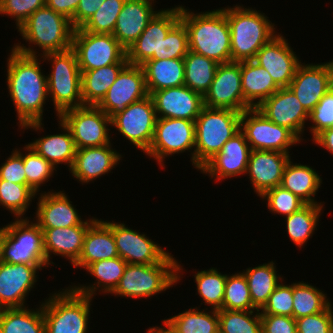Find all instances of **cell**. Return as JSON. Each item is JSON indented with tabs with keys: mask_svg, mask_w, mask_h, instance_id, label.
I'll return each instance as SVG.
<instances>
[{
	"mask_svg": "<svg viewBox=\"0 0 333 333\" xmlns=\"http://www.w3.org/2000/svg\"><path fill=\"white\" fill-rule=\"evenodd\" d=\"M7 59L6 85L17 112L18 126L23 130L44 131V104L49 97L47 75L41 72L39 56H27L11 48Z\"/></svg>",
	"mask_w": 333,
	"mask_h": 333,
	"instance_id": "cell-1",
	"label": "cell"
},
{
	"mask_svg": "<svg viewBox=\"0 0 333 333\" xmlns=\"http://www.w3.org/2000/svg\"><path fill=\"white\" fill-rule=\"evenodd\" d=\"M188 10L180 6V21L188 33L189 50L218 64L231 62V34L226 7L195 14Z\"/></svg>",
	"mask_w": 333,
	"mask_h": 333,
	"instance_id": "cell-2",
	"label": "cell"
},
{
	"mask_svg": "<svg viewBox=\"0 0 333 333\" xmlns=\"http://www.w3.org/2000/svg\"><path fill=\"white\" fill-rule=\"evenodd\" d=\"M74 30L71 20L44 6L29 16L18 28L23 40L29 42L28 47L20 42L12 48L27 56L63 52L71 49ZM35 45L42 52L40 55L36 49L34 50Z\"/></svg>",
	"mask_w": 333,
	"mask_h": 333,
	"instance_id": "cell-3",
	"label": "cell"
},
{
	"mask_svg": "<svg viewBox=\"0 0 333 333\" xmlns=\"http://www.w3.org/2000/svg\"><path fill=\"white\" fill-rule=\"evenodd\" d=\"M243 5L226 7L231 34V62L254 60L258 50L277 34L265 13Z\"/></svg>",
	"mask_w": 333,
	"mask_h": 333,
	"instance_id": "cell-4",
	"label": "cell"
},
{
	"mask_svg": "<svg viewBox=\"0 0 333 333\" xmlns=\"http://www.w3.org/2000/svg\"><path fill=\"white\" fill-rule=\"evenodd\" d=\"M179 263L170 253L160 263L127 264L118 285L110 294L134 300L160 294L181 280L183 265Z\"/></svg>",
	"mask_w": 333,
	"mask_h": 333,
	"instance_id": "cell-5",
	"label": "cell"
},
{
	"mask_svg": "<svg viewBox=\"0 0 333 333\" xmlns=\"http://www.w3.org/2000/svg\"><path fill=\"white\" fill-rule=\"evenodd\" d=\"M241 112L203 107L195 119V168L199 169L220 152L240 131Z\"/></svg>",
	"mask_w": 333,
	"mask_h": 333,
	"instance_id": "cell-6",
	"label": "cell"
},
{
	"mask_svg": "<svg viewBox=\"0 0 333 333\" xmlns=\"http://www.w3.org/2000/svg\"><path fill=\"white\" fill-rule=\"evenodd\" d=\"M93 297L70 285L42 302L46 333H87Z\"/></svg>",
	"mask_w": 333,
	"mask_h": 333,
	"instance_id": "cell-7",
	"label": "cell"
},
{
	"mask_svg": "<svg viewBox=\"0 0 333 333\" xmlns=\"http://www.w3.org/2000/svg\"><path fill=\"white\" fill-rule=\"evenodd\" d=\"M44 61H51V73L47 74L48 96L52 98L56 116L70 108L82 107L81 71L72 49L47 53Z\"/></svg>",
	"mask_w": 333,
	"mask_h": 333,
	"instance_id": "cell-8",
	"label": "cell"
},
{
	"mask_svg": "<svg viewBox=\"0 0 333 333\" xmlns=\"http://www.w3.org/2000/svg\"><path fill=\"white\" fill-rule=\"evenodd\" d=\"M33 221V222H32ZM15 218L4 225L3 262L49 265L44 252L43 231L33 220Z\"/></svg>",
	"mask_w": 333,
	"mask_h": 333,
	"instance_id": "cell-9",
	"label": "cell"
},
{
	"mask_svg": "<svg viewBox=\"0 0 333 333\" xmlns=\"http://www.w3.org/2000/svg\"><path fill=\"white\" fill-rule=\"evenodd\" d=\"M71 49L75 52L80 71L128 63L126 49L112 34H96L76 28Z\"/></svg>",
	"mask_w": 333,
	"mask_h": 333,
	"instance_id": "cell-10",
	"label": "cell"
},
{
	"mask_svg": "<svg viewBox=\"0 0 333 333\" xmlns=\"http://www.w3.org/2000/svg\"><path fill=\"white\" fill-rule=\"evenodd\" d=\"M195 137V121L157 118L153 140L146 155L154 158L163 168L166 157L189 151L192 166L195 167Z\"/></svg>",
	"mask_w": 333,
	"mask_h": 333,
	"instance_id": "cell-11",
	"label": "cell"
},
{
	"mask_svg": "<svg viewBox=\"0 0 333 333\" xmlns=\"http://www.w3.org/2000/svg\"><path fill=\"white\" fill-rule=\"evenodd\" d=\"M58 119L70 129L77 150L112 144L111 127H108L111 126V118L97 106L70 108Z\"/></svg>",
	"mask_w": 333,
	"mask_h": 333,
	"instance_id": "cell-12",
	"label": "cell"
},
{
	"mask_svg": "<svg viewBox=\"0 0 333 333\" xmlns=\"http://www.w3.org/2000/svg\"><path fill=\"white\" fill-rule=\"evenodd\" d=\"M240 131L244 134L251 150L289 154L290 147L301 142L289 129L273 123L256 108L241 113Z\"/></svg>",
	"mask_w": 333,
	"mask_h": 333,
	"instance_id": "cell-13",
	"label": "cell"
},
{
	"mask_svg": "<svg viewBox=\"0 0 333 333\" xmlns=\"http://www.w3.org/2000/svg\"><path fill=\"white\" fill-rule=\"evenodd\" d=\"M157 116L150 95L127 106L111 119V126L146 153L152 143Z\"/></svg>",
	"mask_w": 333,
	"mask_h": 333,
	"instance_id": "cell-14",
	"label": "cell"
},
{
	"mask_svg": "<svg viewBox=\"0 0 333 333\" xmlns=\"http://www.w3.org/2000/svg\"><path fill=\"white\" fill-rule=\"evenodd\" d=\"M179 21L180 5L160 9L138 39L126 50L128 64L141 66L148 60L160 59L162 41Z\"/></svg>",
	"mask_w": 333,
	"mask_h": 333,
	"instance_id": "cell-15",
	"label": "cell"
},
{
	"mask_svg": "<svg viewBox=\"0 0 333 333\" xmlns=\"http://www.w3.org/2000/svg\"><path fill=\"white\" fill-rule=\"evenodd\" d=\"M208 108L243 112L251 107L244 101L241 87V62L219 64L209 90L203 96Z\"/></svg>",
	"mask_w": 333,
	"mask_h": 333,
	"instance_id": "cell-16",
	"label": "cell"
},
{
	"mask_svg": "<svg viewBox=\"0 0 333 333\" xmlns=\"http://www.w3.org/2000/svg\"><path fill=\"white\" fill-rule=\"evenodd\" d=\"M104 222L112 229L119 257L127 264H156L170 254L145 233L128 228L124 223L107 220Z\"/></svg>",
	"mask_w": 333,
	"mask_h": 333,
	"instance_id": "cell-17",
	"label": "cell"
},
{
	"mask_svg": "<svg viewBox=\"0 0 333 333\" xmlns=\"http://www.w3.org/2000/svg\"><path fill=\"white\" fill-rule=\"evenodd\" d=\"M148 95L143 68L127 64L97 107L112 119L127 106Z\"/></svg>",
	"mask_w": 333,
	"mask_h": 333,
	"instance_id": "cell-18",
	"label": "cell"
},
{
	"mask_svg": "<svg viewBox=\"0 0 333 333\" xmlns=\"http://www.w3.org/2000/svg\"><path fill=\"white\" fill-rule=\"evenodd\" d=\"M333 86V60L319 64L300 63L288 88L310 113Z\"/></svg>",
	"mask_w": 333,
	"mask_h": 333,
	"instance_id": "cell-19",
	"label": "cell"
},
{
	"mask_svg": "<svg viewBox=\"0 0 333 333\" xmlns=\"http://www.w3.org/2000/svg\"><path fill=\"white\" fill-rule=\"evenodd\" d=\"M256 109L273 123L289 129L300 141L309 120V113L295 94L288 88H279Z\"/></svg>",
	"mask_w": 333,
	"mask_h": 333,
	"instance_id": "cell-20",
	"label": "cell"
},
{
	"mask_svg": "<svg viewBox=\"0 0 333 333\" xmlns=\"http://www.w3.org/2000/svg\"><path fill=\"white\" fill-rule=\"evenodd\" d=\"M47 266L0 263V309L26 307V297L38 281L36 274Z\"/></svg>",
	"mask_w": 333,
	"mask_h": 333,
	"instance_id": "cell-21",
	"label": "cell"
},
{
	"mask_svg": "<svg viewBox=\"0 0 333 333\" xmlns=\"http://www.w3.org/2000/svg\"><path fill=\"white\" fill-rule=\"evenodd\" d=\"M299 59L288 40L277 33L258 50L254 61L269 72L280 88H284L290 85L297 67L301 63Z\"/></svg>",
	"mask_w": 333,
	"mask_h": 333,
	"instance_id": "cell-22",
	"label": "cell"
},
{
	"mask_svg": "<svg viewBox=\"0 0 333 333\" xmlns=\"http://www.w3.org/2000/svg\"><path fill=\"white\" fill-rule=\"evenodd\" d=\"M250 152L251 148L244 134L239 131L199 170L215 181L246 174Z\"/></svg>",
	"mask_w": 333,
	"mask_h": 333,
	"instance_id": "cell-23",
	"label": "cell"
},
{
	"mask_svg": "<svg viewBox=\"0 0 333 333\" xmlns=\"http://www.w3.org/2000/svg\"><path fill=\"white\" fill-rule=\"evenodd\" d=\"M157 118H180L195 121L204 107L203 96L182 85L150 94Z\"/></svg>",
	"mask_w": 333,
	"mask_h": 333,
	"instance_id": "cell-24",
	"label": "cell"
},
{
	"mask_svg": "<svg viewBox=\"0 0 333 333\" xmlns=\"http://www.w3.org/2000/svg\"><path fill=\"white\" fill-rule=\"evenodd\" d=\"M291 156L278 151L251 150L246 175L261 197L267 190L281 185L285 165Z\"/></svg>",
	"mask_w": 333,
	"mask_h": 333,
	"instance_id": "cell-25",
	"label": "cell"
},
{
	"mask_svg": "<svg viewBox=\"0 0 333 333\" xmlns=\"http://www.w3.org/2000/svg\"><path fill=\"white\" fill-rule=\"evenodd\" d=\"M39 194L34 221L40 229L67 228L85 221L64 191H42Z\"/></svg>",
	"mask_w": 333,
	"mask_h": 333,
	"instance_id": "cell-26",
	"label": "cell"
},
{
	"mask_svg": "<svg viewBox=\"0 0 333 333\" xmlns=\"http://www.w3.org/2000/svg\"><path fill=\"white\" fill-rule=\"evenodd\" d=\"M122 156L111 144L78 149L69 170L80 183L88 184L119 165Z\"/></svg>",
	"mask_w": 333,
	"mask_h": 333,
	"instance_id": "cell-27",
	"label": "cell"
},
{
	"mask_svg": "<svg viewBox=\"0 0 333 333\" xmlns=\"http://www.w3.org/2000/svg\"><path fill=\"white\" fill-rule=\"evenodd\" d=\"M96 219L92 217L85 220L81 225L67 228L41 229L43 231L45 257L49 266L55 264L50 261L52 253L56 256L68 258L69 263L73 265L81 254L86 231Z\"/></svg>",
	"mask_w": 333,
	"mask_h": 333,
	"instance_id": "cell-28",
	"label": "cell"
},
{
	"mask_svg": "<svg viewBox=\"0 0 333 333\" xmlns=\"http://www.w3.org/2000/svg\"><path fill=\"white\" fill-rule=\"evenodd\" d=\"M154 3V0H125L112 35L126 50L158 12L154 10Z\"/></svg>",
	"mask_w": 333,
	"mask_h": 333,
	"instance_id": "cell-29",
	"label": "cell"
},
{
	"mask_svg": "<svg viewBox=\"0 0 333 333\" xmlns=\"http://www.w3.org/2000/svg\"><path fill=\"white\" fill-rule=\"evenodd\" d=\"M112 229L102 219H96L86 231L79 259L72 265L84 270L92 263L118 257Z\"/></svg>",
	"mask_w": 333,
	"mask_h": 333,
	"instance_id": "cell-30",
	"label": "cell"
},
{
	"mask_svg": "<svg viewBox=\"0 0 333 333\" xmlns=\"http://www.w3.org/2000/svg\"><path fill=\"white\" fill-rule=\"evenodd\" d=\"M58 124H60L59 129L64 131L62 134L45 135L27 145L49 161L56 169L59 164L64 163L70 170L75 160L77 148L70 129L61 120Z\"/></svg>",
	"mask_w": 333,
	"mask_h": 333,
	"instance_id": "cell-31",
	"label": "cell"
},
{
	"mask_svg": "<svg viewBox=\"0 0 333 333\" xmlns=\"http://www.w3.org/2000/svg\"><path fill=\"white\" fill-rule=\"evenodd\" d=\"M287 162L283 171L281 185L296 195L305 204L324 205L315 199L316 192L322 184V179L312 166Z\"/></svg>",
	"mask_w": 333,
	"mask_h": 333,
	"instance_id": "cell-32",
	"label": "cell"
},
{
	"mask_svg": "<svg viewBox=\"0 0 333 333\" xmlns=\"http://www.w3.org/2000/svg\"><path fill=\"white\" fill-rule=\"evenodd\" d=\"M241 87L244 101L251 108H256L280 88L269 72L254 60L241 62Z\"/></svg>",
	"mask_w": 333,
	"mask_h": 333,
	"instance_id": "cell-33",
	"label": "cell"
},
{
	"mask_svg": "<svg viewBox=\"0 0 333 333\" xmlns=\"http://www.w3.org/2000/svg\"><path fill=\"white\" fill-rule=\"evenodd\" d=\"M148 94L184 85V58L148 60L141 65Z\"/></svg>",
	"mask_w": 333,
	"mask_h": 333,
	"instance_id": "cell-34",
	"label": "cell"
},
{
	"mask_svg": "<svg viewBox=\"0 0 333 333\" xmlns=\"http://www.w3.org/2000/svg\"><path fill=\"white\" fill-rule=\"evenodd\" d=\"M127 263L121 258H110L100 260L90 264L85 270L96 278L95 282L90 285H73L71 286L77 293L95 297L96 291L99 293L110 294L118 285L124 274ZM101 291V292H100Z\"/></svg>",
	"mask_w": 333,
	"mask_h": 333,
	"instance_id": "cell-35",
	"label": "cell"
},
{
	"mask_svg": "<svg viewBox=\"0 0 333 333\" xmlns=\"http://www.w3.org/2000/svg\"><path fill=\"white\" fill-rule=\"evenodd\" d=\"M128 63H114L94 70L81 71L83 106H97Z\"/></svg>",
	"mask_w": 333,
	"mask_h": 333,
	"instance_id": "cell-36",
	"label": "cell"
},
{
	"mask_svg": "<svg viewBox=\"0 0 333 333\" xmlns=\"http://www.w3.org/2000/svg\"><path fill=\"white\" fill-rule=\"evenodd\" d=\"M276 269L275 263L271 260L242 271L248 282L251 301L258 310L268 302L270 294L281 283L279 281H284Z\"/></svg>",
	"mask_w": 333,
	"mask_h": 333,
	"instance_id": "cell-37",
	"label": "cell"
},
{
	"mask_svg": "<svg viewBox=\"0 0 333 333\" xmlns=\"http://www.w3.org/2000/svg\"><path fill=\"white\" fill-rule=\"evenodd\" d=\"M0 333H46L42 303L36 310L28 306L0 309Z\"/></svg>",
	"mask_w": 333,
	"mask_h": 333,
	"instance_id": "cell-38",
	"label": "cell"
},
{
	"mask_svg": "<svg viewBox=\"0 0 333 333\" xmlns=\"http://www.w3.org/2000/svg\"><path fill=\"white\" fill-rule=\"evenodd\" d=\"M190 308L163 321L175 333H219L218 310Z\"/></svg>",
	"mask_w": 333,
	"mask_h": 333,
	"instance_id": "cell-39",
	"label": "cell"
},
{
	"mask_svg": "<svg viewBox=\"0 0 333 333\" xmlns=\"http://www.w3.org/2000/svg\"><path fill=\"white\" fill-rule=\"evenodd\" d=\"M184 64V85L204 96L219 64L191 50L184 56Z\"/></svg>",
	"mask_w": 333,
	"mask_h": 333,
	"instance_id": "cell-40",
	"label": "cell"
},
{
	"mask_svg": "<svg viewBox=\"0 0 333 333\" xmlns=\"http://www.w3.org/2000/svg\"><path fill=\"white\" fill-rule=\"evenodd\" d=\"M323 205L305 204L298 211L285 217L289 239L299 248L313 236L317 230Z\"/></svg>",
	"mask_w": 333,
	"mask_h": 333,
	"instance_id": "cell-41",
	"label": "cell"
},
{
	"mask_svg": "<svg viewBox=\"0 0 333 333\" xmlns=\"http://www.w3.org/2000/svg\"><path fill=\"white\" fill-rule=\"evenodd\" d=\"M327 294L308 282L293 283V318L318 314L324 311L332 302Z\"/></svg>",
	"mask_w": 333,
	"mask_h": 333,
	"instance_id": "cell-42",
	"label": "cell"
},
{
	"mask_svg": "<svg viewBox=\"0 0 333 333\" xmlns=\"http://www.w3.org/2000/svg\"><path fill=\"white\" fill-rule=\"evenodd\" d=\"M194 278L197 294L204 304L214 310L222 309L227 274H222L217 268L212 267L195 272Z\"/></svg>",
	"mask_w": 333,
	"mask_h": 333,
	"instance_id": "cell-43",
	"label": "cell"
},
{
	"mask_svg": "<svg viewBox=\"0 0 333 333\" xmlns=\"http://www.w3.org/2000/svg\"><path fill=\"white\" fill-rule=\"evenodd\" d=\"M38 194L29 186L0 179V206L15 218H24L28 207Z\"/></svg>",
	"mask_w": 333,
	"mask_h": 333,
	"instance_id": "cell-44",
	"label": "cell"
},
{
	"mask_svg": "<svg viewBox=\"0 0 333 333\" xmlns=\"http://www.w3.org/2000/svg\"><path fill=\"white\" fill-rule=\"evenodd\" d=\"M260 311L218 310L219 333H262Z\"/></svg>",
	"mask_w": 333,
	"mask_h": 333,
	"instance_id": "cell-45",
	"label": "cell"
},
{
	"mask_svg": "<svg viewBox=\"0 0 333 333\" xmlns=\"http://www.w3.org/2000/svg\"><path fill=\"white\" fill-rule=\"evenodd\" d=\"M25 153H22L21 149L15 150L23 157L24 170L26 175L27 184L38 194L40 192L41 185L45 184L53 177L56 168L41 155L37 154L28 145L22 148ZM49 179V180H48Z\"/></svg>",
	"mask_w": 333,
	"mask_h": 333,
	"instance_id": "cell-46",
	"label": "cell"
},
{
	"mask_svg": "<svg viewBox=\"0 0 333 333\" xmlns=\"http://www.w3.org/2000/svg\"><path fill=\"white\" fill-rule=\"evenodd\" d=\"M222 309L258 310L251 301L248 282L243 272L227 275Z\"/></svg>",
	"mask_w": 333,
	"mask_h": 333,
	"instance_id": "cell-47",
	"label": "cell"
},
{
	"mask_svg": "<svg viewBox=\"0 0 333 333\" xmlns=\"http://www.w3.org/2000/svg\"><path fill=\"white\" fill-rule=\"evenodd\" d=\"M124 2L125 0H105L81 28L96 34H112Z\"/></svg>",
	"mask_w": 333,
	"mask_h": 333,
	"instance_id": "cell-48",
	"label": "cell"
},
{
	"mask_svg": "<svg viewBox=\"0 0 333 333\" xmlns=\"http://www.w3.org/2000/svg\"><path fill=\"white\" fill-rule=\"evenodd\" d=\"M260 198L267 201L268 211L284 217L293 214L305 205L296 195L282 186L267 190Z\"/></svg>",
	"mask_w": 333,
	"mask_h": 333,
	"instance_id": "cell-49",
	"label": "cell"
},
{
	"mask_svg": "<svg viewBox=\"0 0 333 333\" xmlns=\"http://www.w3.org/2000/svg\"><path fill=\"white\" fill-rule=\"evenodd\" d=\"M188 51V33L185 25L179 21L162 41L160 59L184 58Z\"/></svg>",
	"mask_w": 333,
	"mask_h": 333,
	"instance_id": "cell-50",
	"label": "cell"
},
{
	"mask_svg": "<svg viewBox=\"0 0 333 333\" xmlns=\"http://www.w3.org/2000/svg\"><path fill=\"white\" fill-rule=\"evenodd\" d=\"M283 281L270 294L268 302L260 314L284 315L293 317V284H283Z\"/></svg>",
	"mask_w": 333,
	"mask_h": 333,
	"instance_id": "cell-51",
	"label": "cell"
},
{
	"mask_svg": "<svg viewBox=\"0 0 333 333\" xmlns=\"http://www.w3.org/2000/svg\"><path fill=\"white\" fill-rule=\"evenodd\" d=\"M309 121L313 123L308 127L312 139L321 131L333 127V86L309 113Z\"/></svg>",
	"mask_w": 333,
	"mask_h": 333,
	"instance_id": "cell-52",
	"label": "cell"
},
{
	"mask_svg": "<svg viewBox=\"0 0 333 333\" xmlns=\"http://www.w3.org/2000/svg\"><path fill=\"white\" fill-rule=\"evenodd\" d=\"M46 6V0H0V15L14 19L18 29L35 11Z\"/></svg>",
	"mask_w": 333,
	"mask_h": 333,
	"instance_id": "cell-53",
	"label": "cell"
},
{
	"mask_svg": "<svg viewBox=\"0 0 333 333\" xmlns=\"http://www.w3.org/2000/svg\"><path fill=\"white\" fill-rule=\"evenodd\" d=\"M332 309V304H330L324 311L318 314L295 319L297 333H333Z\"/></svg>",
	"mask_w": 333,
	"mask_h": 333,
	"instance_id": "cell-54",
	"label": "cell"
},
{
	"mask_svg": "<svg viewBox=\"0 0 333 333\" xmlns=\"http://www.w3.org/2000/svg\"><path fill=\"white\" fill-rule=\"evenodd\" d=\"M12 154L0 166V179L21 185H28L26 182L23 157L13 150Z\"/></svg>",
	"mask_w": 333,
	"mask_h": 333,
	"instance_id": "cell-55",
	"label": "cell"
},
{
	"mask_svg": "<svg viewBox=\"0 0 333 333\" xmlns=\"http://www.w3.org/2000/svg\"><path fill=\"white\" fill-rule=\"evenodd\" d=\"M262 333H297L296 320L290 316L261 314Z\"/></svg>",
	"mask_w": 333,
	"mask_h": 333,
	"instance_id": "cell-56",
	"label": "cell"
},
{
	"mask_svg": "<svg viewBox=\"0 0 333 333\" xmlns=\"http://www.w3.org/2000/svg\"><path fill=\"white\" fill-rule=\"evenodd\" d=\"M105 0H80L74 15V28L82 27Z\"/></svg>",
	"mask_w": 333,
	"mask_h": 333,
	"instance_id": "cell-57",
	"label": "cell"
},
{
	"mask_svg": "<svg viewBox=\"0 0 333 333\" xmlns=\"http://www.w3.org/2000/svg\"><path fill=\"white\" fill-rule=\"evenodd\" d=\"M80 0H46V6L56 13L62 14L71 20L74 27V15Z\"/></svg>",
	"mask_w": 333,
	"mask_h": 333,
	"instance_id": "cell-58",
	"label": "cell"
},
{
	"mask_svg": "<svg viewBox=\"0 0 333 333\" xmlns=\"http://www.w3.org/2000/svg\"><path fill=\"white\" fill-rule=\"evenodd\" d=\"M312 141L333 155V127L321 131Z\"/></svg>",
	"mask_w": 333,
	"mask_h": 333,
	"instance_id": "cell-59",
	"label": "cell"
},
{
	"mask_svg": "<svg viewBox=\"0 0 333 333\" xmlns=\"http://www.w3.org/2000/svg\"><path fill=\"white\" fill-rule=\"evenodd\" d=\"M163 327L161 326H152L147 329V333H175L173 329H171L164 321Z\"/></svg>",
	"mask_w": 333,
	"mask_h": 333,
	"instance_id": "cell-60",
	"label": "cell"
},
{
	"mask_svg": "<svg viewBox=\"0 0 333 333\" xmlns=\"http://www.w3.org/2000/svg\"><path fill=\"white\" fill-rule=\"evenodd\" d=\"M3 243H4V226L0 227V263L3 262V256H2Z\"/></svg>",
	"mask_w": 333,
	"mask_h": 333,
	"instance_id": "cell-61",
	"label": "cell"
}]
</instances>
